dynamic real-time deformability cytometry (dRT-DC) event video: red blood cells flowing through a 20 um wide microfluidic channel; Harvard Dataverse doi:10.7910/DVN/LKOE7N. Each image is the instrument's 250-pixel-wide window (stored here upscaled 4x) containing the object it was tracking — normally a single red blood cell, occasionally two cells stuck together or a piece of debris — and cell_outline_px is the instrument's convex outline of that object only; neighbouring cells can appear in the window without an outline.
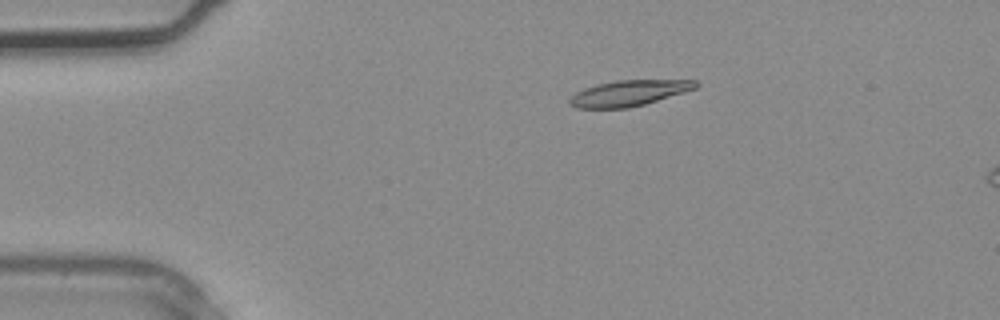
{"species": "common noctule bat (a hibernating species)", "species_latin": "Nyctalus noctula", "temperature_condition": "warm", "stored_images_in_passage": 3, "camera_frame_rate_fps": 3000, "um_per_image_px": 0.085, "animal": {"sex": "male", "body_mass_g": 20.4}, "frame": {"image": 1, "passage_image": 2, "time_ms": 0.333, "image_size_px": [1000, 320], "cell_outline_px": [[700, 84], [696, 88], [684, 92], [644, 104], [628, 108], [576, 108], [568, 100], [576, 92], [584, 88], [596, 84], [616, 80], [696, 80]], "centroid_in_image_um": [53.46, 7.9], "position_along_channel_um": 31.5, "area_um2": 18.79}}
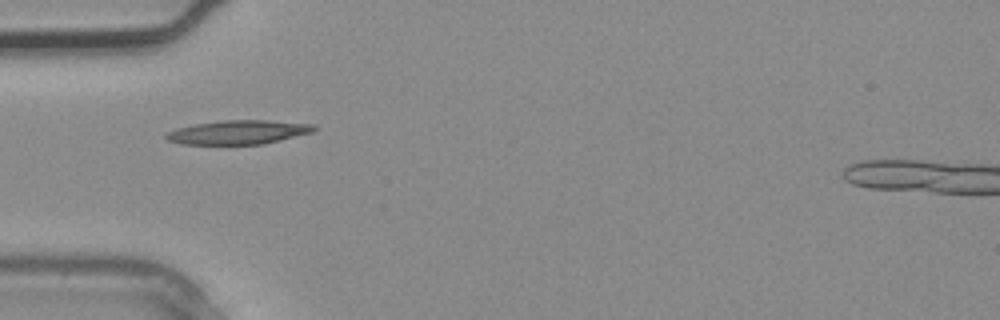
{"frame": {"image": 2, "passage_image": 3, "time_ms": 0.667, "image_size_px": [1000, 320], "cell_outline_px": [[316, 128], [312, 132], [264, 144], [180, 144], [168, 140], [164, 136], [168, 132], [176, 128], [196, 124], [224, 120], [268, 120], [316, 124]], "centroid_in_image_um": [20.27, 11.23], "position_along_channel_um": 64.7, "area_um2": 20.58}}